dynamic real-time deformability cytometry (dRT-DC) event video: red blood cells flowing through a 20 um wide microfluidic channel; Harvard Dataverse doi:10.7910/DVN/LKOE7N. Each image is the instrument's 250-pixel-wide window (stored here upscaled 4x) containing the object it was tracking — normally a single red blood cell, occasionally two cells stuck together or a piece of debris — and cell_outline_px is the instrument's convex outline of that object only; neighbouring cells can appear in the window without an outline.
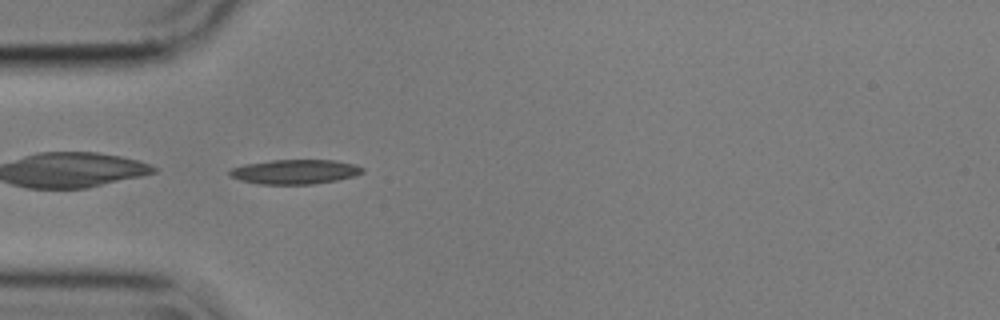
{"species": "common noctule bat (a hibernating species)", "species_latin": "Nyctalus noctula", "temperature_condition": "cold", "stored_images_in_passage": 40, "camera_frame_rate_fps": 3000, "um_per_image_px": 0.085, "animal": {"sex": "male", "body_mass_g": 17.9}, "frame": {"image": 1, "passage_image": 1, "time_ms": 0.0, "image_size_px": [1000, 320], "cell_outline_px": [[364, 172], [356, 176], [336, 180], [312, 184], [260, 184], [240, 180], [228, 176], [228, 172], [232, 168], [244, 164], [272, 160], [336, 160], [356, 164], [364, 168]], "centroid_in_image_um": [25.09, 14.59], "position_along_channel_um": 59.9, "area_um2": 19.13}}
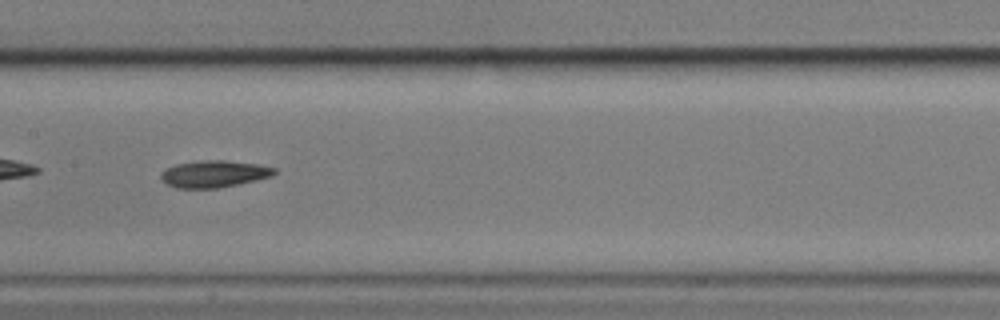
{"frame": {"image": 2, "passage_image": 12, "time_ms": 3.667, "image_size_px": [1000, 320], "cell_outline_px": [[276, 172], [272, 176], [256, 180], [216, 188], [176, 188], [168, 184], [160, 176], [160, 172], [164, 168], [176, 164], [200, 160], [224, 160], [260, 164], [276, 168]], "centroid_in_image_um": [18.19, 14.76], "position_along_channel_um": 189.2, "area_um2": 17.8}}
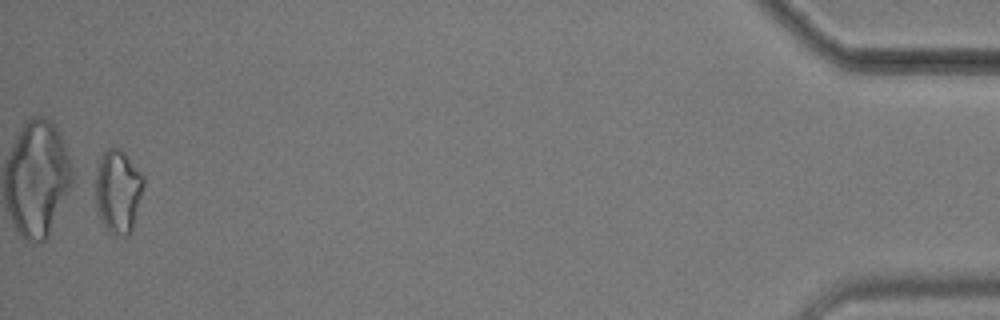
{"frame": {"image": 3, "passage_image": 39, "time_ms": 12.667, "image_size_px": [1000, 320], "cell_outline_px": [[144, 184], [132, 228], [128, 236], [120, 236], [108, 232], [100, 216], [96, 204], [96, 172], [100, 160], [104, 152], [108, 148], [120, 148], [124, 152], [144, 176]], "centroid_in_image_um": [10.04, 16.26], "position_along_channel_um": 425.2, "area_um2": 23.0}, "authors_computed_cell_mechanics": {"area_um2": 18.0625, "velocity_mm_per_s": 3.56, "shape_relaxation_time_tau1_ms": 7.327, "shape_relaxation_time_tau2_ms": 3.7736, "deformation_change_tau1": 0.1788, "deformation_change_tau2": 0.1328}}